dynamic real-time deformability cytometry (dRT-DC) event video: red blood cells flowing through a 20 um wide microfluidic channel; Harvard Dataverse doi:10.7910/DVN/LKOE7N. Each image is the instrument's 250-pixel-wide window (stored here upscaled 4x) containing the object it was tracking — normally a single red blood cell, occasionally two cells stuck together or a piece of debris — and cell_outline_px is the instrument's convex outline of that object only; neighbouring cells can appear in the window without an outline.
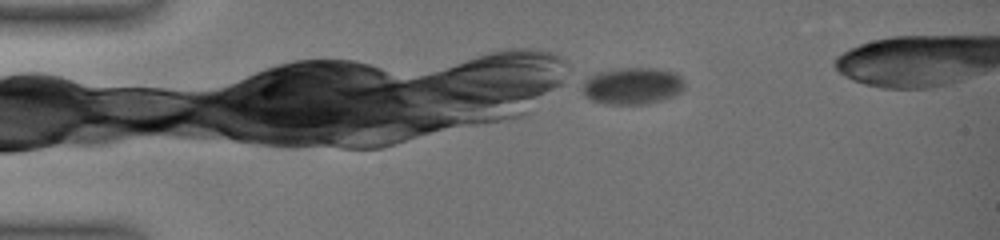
{"species": "common noctule bat (a hibernating species)", "species_latin": "Nyctalus noctula", "temperature_condition": "warm", "stored_images_in_passage": 5, "camera_frame_rate_fps": 3000, "um_per_image_px": 0.085, "animal": {"sex": "female", "body_mass_g": 19.0, "forearm_length_mm": 51.5}, "frame": {"image": 1, "passage_image": 1, "time_ms": 0.0, "image_size_px": [1000, 240], "cell_outline_px": [[684, 88], [680, 92], [672, 96], [648, 104], [604, 104], [592, 100], [584, 96], [576, 84], [596, 72], [620, 68], [656, 68], [676, 72], [684, 80]], "centroid_in_image_um": [53.67, 7.29], "position_along_channel_um": 31.3, "area_um2": 22.54}}